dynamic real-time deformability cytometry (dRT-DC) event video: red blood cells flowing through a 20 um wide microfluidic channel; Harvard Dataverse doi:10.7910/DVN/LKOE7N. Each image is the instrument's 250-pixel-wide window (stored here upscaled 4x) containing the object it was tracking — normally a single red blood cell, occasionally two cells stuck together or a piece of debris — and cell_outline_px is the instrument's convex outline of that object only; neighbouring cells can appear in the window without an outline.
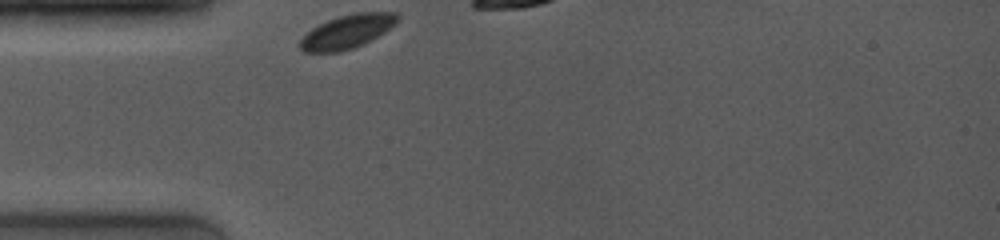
{"species": "common noctule bat (a hibernating species)", "species_latin": "Nyctalus noctula", "temperature_condition": "room temperature", "stored_images_in_passage": 11, "camera_frame_rate_fps": 4000, "um_per_image_px": 0.085, "animal": {"sex": "female", "body_mass_g": 19.0, "forearm_length_mm": 53.3}, "frame": {"image": 1, "passage_image": 1, "time_ms": 0.0, "image_size_px": [1000, 240], "cell_outline_px": [[400, 16], [396, 24], [384, 32], [352, 48], [340, 52], [304, 52], [300, 48], [300, 40], [312, 28], [328, 20], [340, 16], [356, 12], [396, 12]], "centroid_in_image_um": [29.52, 2.67], "position_along_channel_um": 55.5, "area_um2": 18.79}}